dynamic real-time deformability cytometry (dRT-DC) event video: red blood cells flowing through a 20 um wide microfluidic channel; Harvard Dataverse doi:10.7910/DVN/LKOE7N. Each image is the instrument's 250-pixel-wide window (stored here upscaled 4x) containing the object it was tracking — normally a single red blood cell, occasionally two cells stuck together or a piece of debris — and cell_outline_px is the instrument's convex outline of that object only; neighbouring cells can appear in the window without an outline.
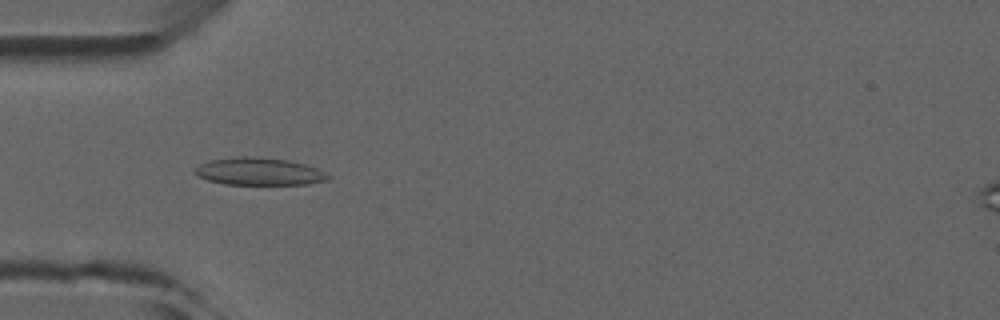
{"species": "common noctule bat (a hibernating species)", "species_latin": "Nyctalus noctula", "temperature_condition": "room temperature", "stored_images_in_passage": 3, "camera_frame_rate_fps": 3000, "um_per_image_px": 0.085, "animal": {"sex": "male", "forearm_length_mm": 52.5}, "frame": {"image": 1, "passage_image": 2, "time_ms": 1.0, "image_size_px": [1000, 320], "cell_outline_px": [[332, 176], [328, 180], [308, 184], [224, 184], [208, 180], [196, 176], [192, 172], [192, 168], [208, 160], [240, 156], [256, 156], [288, 160], [304, 164], [316, 168]], "centroid_in_image_um": [21.97, 14.57], "position_along_channel_um": 63.0, "area_um2": 21.56}}
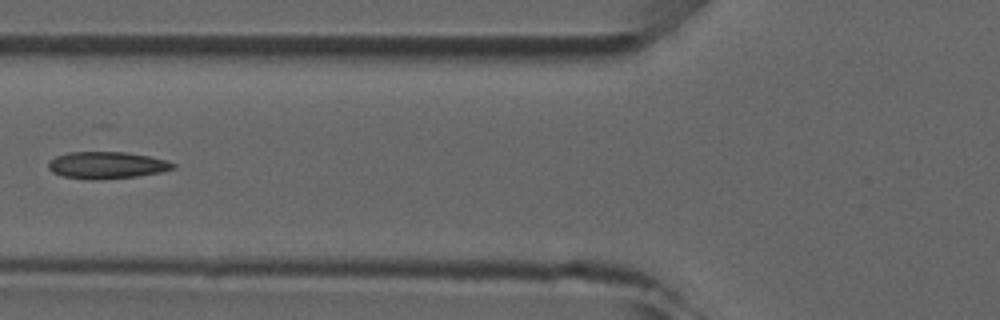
{"frame": {"image": 2, "passage_image": 3, "time_ms": 2.333, "image_size_px": [1000, 320], "cell_outline_px": [[176, 168], [160, 172], [136, 176], [100, 180], [88, 180], [64, 176], [52, 172], [48, 168], [48, 160], [56, 156], [68, 152], [124, 152], [148, 156], [168, 160], [176, 164]], "centroid_in_image_um": [9.06, 14.04], "position_along_channel_um": 116.7, "area_um2": 19.71}}